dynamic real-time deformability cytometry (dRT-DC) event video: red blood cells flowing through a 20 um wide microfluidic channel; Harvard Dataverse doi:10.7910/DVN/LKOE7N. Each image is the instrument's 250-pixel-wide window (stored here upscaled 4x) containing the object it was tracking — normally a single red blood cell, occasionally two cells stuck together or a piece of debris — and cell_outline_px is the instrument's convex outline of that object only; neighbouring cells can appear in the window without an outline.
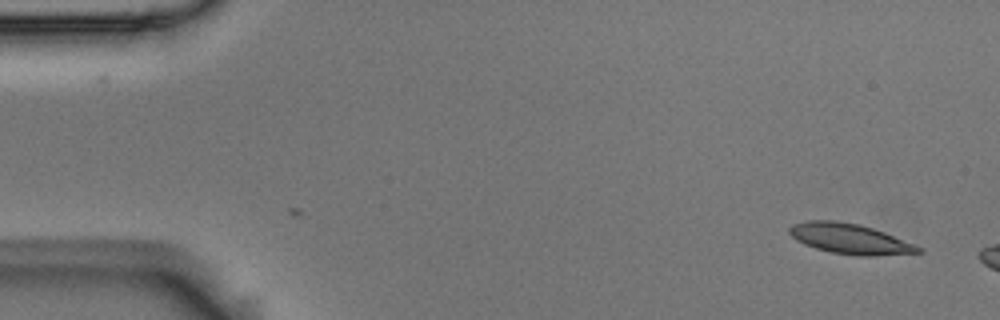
{"species": "Egyptian fruit bat (a non-hibernating species)", "species_latin": "Rousettus aegyptiacus", "temperature_condition": "room temperature", "stored_images_in_passage": 2, "camera_frame_rate_fps": 3000, "um_per_image_px": 0.085, "animal": {"sex": "male"}, "frame": {"image": 1, "passage_image": 2, "time_ms": 0.333, "image_size_px": [1000, 320], "cell_outline_px": [[924, 252], [876, 256], [856, 256], [828, 252], [804, 244], [796, 240], [788, 232], [788, 228], [792, 224], [808, 220], [836, 220], [860, 224], [884, 232], [924, 248]], "centroid_in_image_um": [72.24, 20.3], "position_along_channel_um": 12.8, "area_um2": 23.0}}